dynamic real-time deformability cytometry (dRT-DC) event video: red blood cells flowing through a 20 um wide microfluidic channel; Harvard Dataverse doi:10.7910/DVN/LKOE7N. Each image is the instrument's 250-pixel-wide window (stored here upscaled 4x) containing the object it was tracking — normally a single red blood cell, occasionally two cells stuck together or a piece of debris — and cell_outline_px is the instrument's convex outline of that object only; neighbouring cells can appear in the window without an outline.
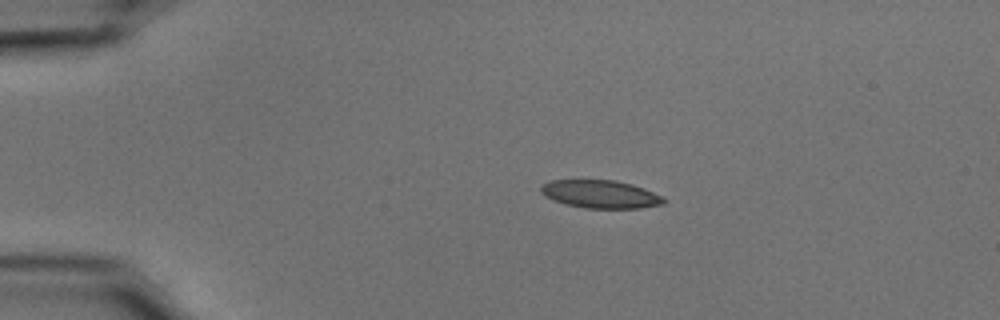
{"species": "common noctule bat (a hibernating species)", "species_latin": "Nyctalus noctula", "temperature_condition": "cold", "stored_images_in_passage": 44, "camera_frame_rate_fps": 3000, "um_per_image_px": 0.085, "animal": {"sex": "male", "body_mass_g": 15.6}, "frame": {"image": 1, "passage_image": 1, "time_ms": 0.0, "image_size_px": [1000, 320], "cell_outline_px": [[664, 204], [640, 208], [584, 208], [552, 200], [544, 196], [540, 192], [540, 188], [544, 184], [552, 180], [616, 180], [632, 184], [644, 188], [664, 196]], "centroid_in_image_um": [51.06, 16.5], "position_along_channel_um": 33.9, "area_um2": 20.06}}
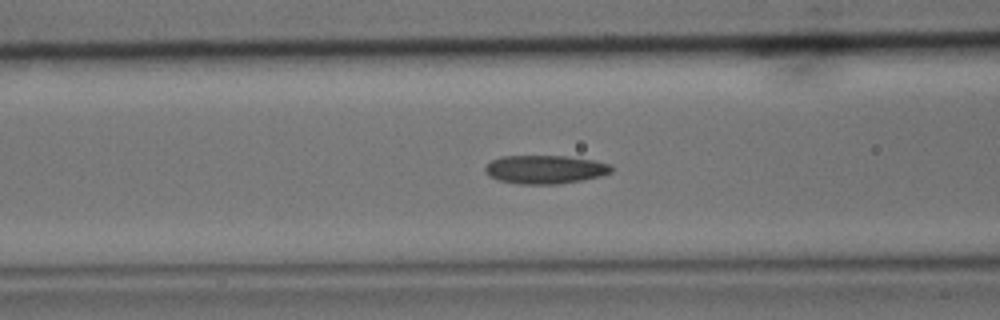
{"frame": {"image": 2, "passage_image": 12, "time_ms": 3.667, "image_size_px": [1000, 320], "cell_outline_px": [[612, 172], [600, 176], [580, 180], [556, 184], [520, 184], [496, 180], [488, 176], [484, 172], [484, 168], [492, 160], [500, 156], [568, 156], [596, 160], [612, 164]], "centroid_in_image_um": [46.32, 14.39], "position_along_channel_um": 120.3, "area_um2": 21.15}}
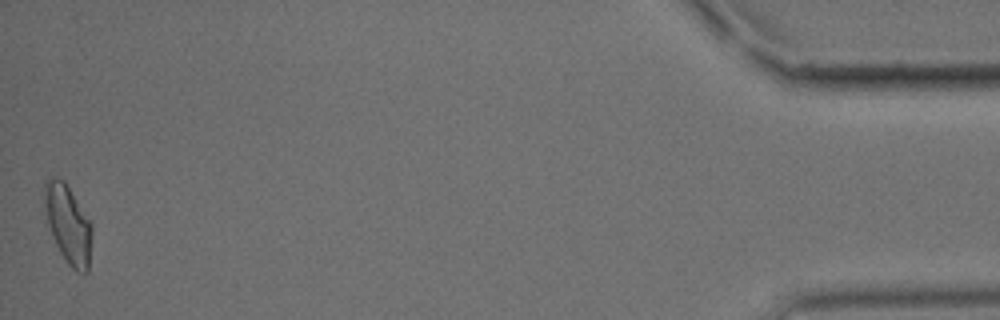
{"frame": {"image": 3, "passage_image": 44, "time_ms": 14.333, "image_size_px": [1000, 320], "cell_outline_px": [[92, 232], [88, 272], [76, 272], [68, 264], [60, 252], [56, 244], [48, 224], [44, 204], [44, 180], [52, 176], [56, 176], [64, 180], [92, 224]], "centroid_in_image_um": [5.78, 19.03], "position_along_channel_um": 429.4, "area_um2": 21.62}, "authors_computed_cell_mechanics": {"area_um2": 20.4323, "velocity_mm_per_s": 3.6902, "shape_relaxation_time_tau1_ms": 4.1985, "shape_relaxation_time_tau2_ms": 2.2724, "deformation_change_tau1": 0.1488, "deformation_change_tau2": 0.0948}}